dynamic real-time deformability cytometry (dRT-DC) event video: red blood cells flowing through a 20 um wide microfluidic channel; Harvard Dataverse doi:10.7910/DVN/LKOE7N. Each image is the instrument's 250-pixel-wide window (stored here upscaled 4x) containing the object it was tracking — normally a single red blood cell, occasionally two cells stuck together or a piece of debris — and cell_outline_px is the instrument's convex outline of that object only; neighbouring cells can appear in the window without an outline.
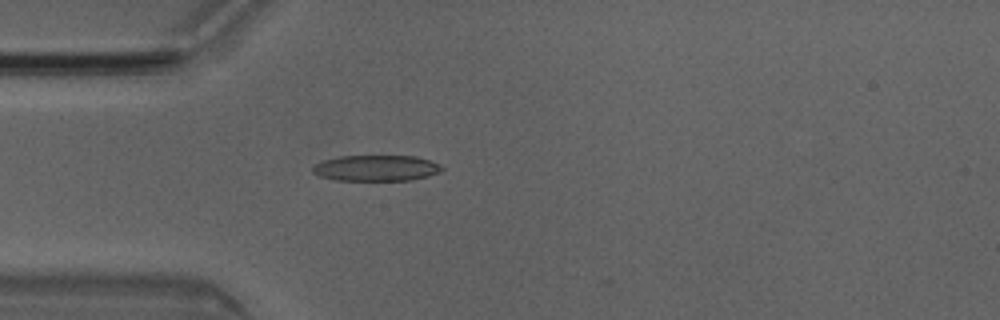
{"species": "Egyptian fruit bat (a non-hibernating species)", "species_latin": "Rousettus aegyptiacus", "temperature_condition": "room temperature", "stored_images_in_passage": 3, "camera_frame_rate_fps": 3000, "um_per_image_px": 0.085, "animal": {"sex": "male"}, "frame": {"image": 1, "passage_image": 3, "time_ms": 0.667, "image_size_px": [1000, 320], "cell_outline_px": [[444, 168], [440, 172], [428, 176], [412, 180], [336, 180], [320, 176], [312, 172], [312, 168], [320, 160], [340, 156], [416, 156], [440, 164]], "centroid_in_image_um": [31.97, 14.28], "position_along_channel_um": 53.0, "area_um2": 19.54}}